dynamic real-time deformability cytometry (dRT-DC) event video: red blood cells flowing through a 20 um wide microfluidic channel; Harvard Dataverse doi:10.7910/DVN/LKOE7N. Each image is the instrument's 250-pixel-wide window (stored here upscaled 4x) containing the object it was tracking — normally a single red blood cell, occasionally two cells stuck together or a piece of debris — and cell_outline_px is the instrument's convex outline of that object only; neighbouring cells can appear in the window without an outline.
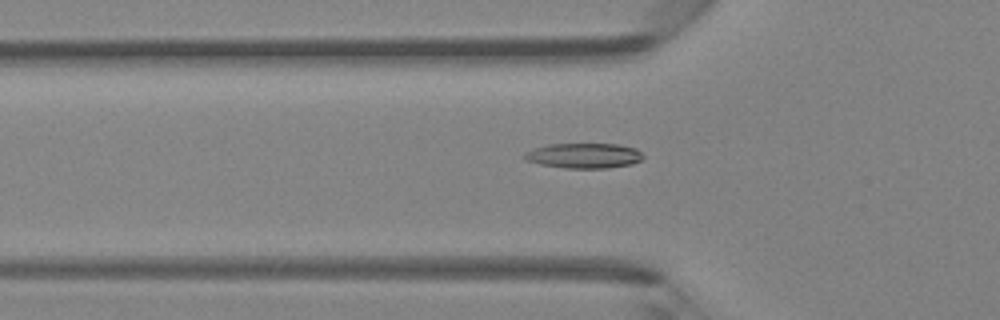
{"species": "Egyptian fruit bat (a non-hibernating species)", "species_latin": "Rousettus aegyptiacus", "temperature_condition": "room temperature", "stored_images_in_passage": 47, "camera_frame_rate_fps": 3000, "um_per_image_px": 0.085, "animal": {"sex": "female"}, "frame": {"image": 1, "passage_image": 16, "time_ms": 5.0, "image_size_px": [1000, 320], "cell_outline_px": [[644, 156], [640, 160], [632, 164], [608, 168], [564, 168], [540, 164], [524, 160], [524, 152], [532, 148], [548, 144], [620, 144], [636, 148]], "centroid_in_image_um": [49.61, 13.23], "position_along_channel_um": 76.2, "area_um2": 17.51}}
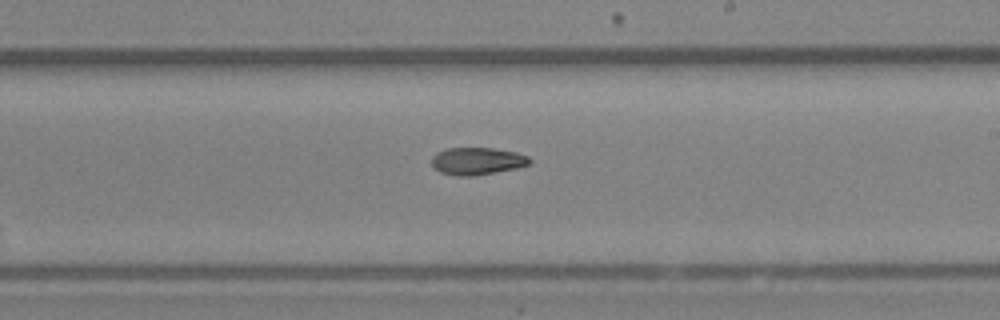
{"frame": {"image": 2, "passage_image": 28, "time_ms": 9.0, "image_size_px": [1000, 320], "cell_outline_px": [[532, 160], [528, 164], [516, 168], [496, 172], [472, 176], [456, 176], [440, 172], [432, 168], [432, 156], [436, 152], [448, 148], [492, 148], [516, 152], [528, 156]], "centroid_in_image_um": [40.52, 13.69], "position_along_channel_um": 248.5, "area_um2": 15.66}}
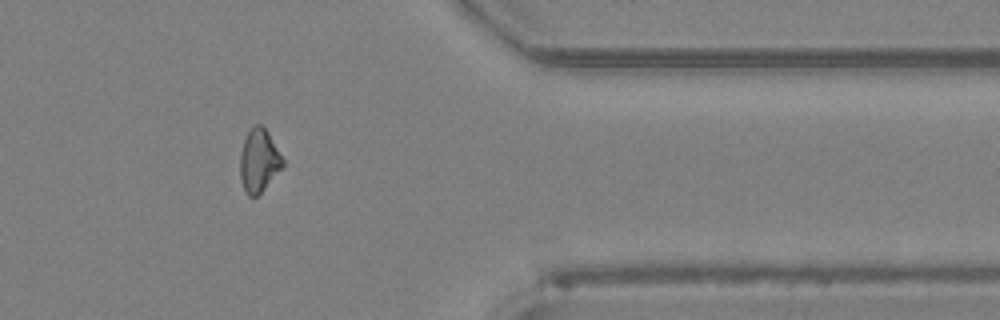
{"frame": {"image": 3, "passage_image": 39, "time_ms": 12.667, "image_size_px": [1000, 320], "cell_outline_px": [[284, 168], [256, 196], [248, 196], [244, 188], [240, 176], [240, 152], [244, 140], [248, 132], [256, 124], [260, 124], [268, 132], [284, 160]], "centroid_in_image_um": [22.02, 13.66], "position_along_channel_um": 389.4, "area_um2": 15.55}}